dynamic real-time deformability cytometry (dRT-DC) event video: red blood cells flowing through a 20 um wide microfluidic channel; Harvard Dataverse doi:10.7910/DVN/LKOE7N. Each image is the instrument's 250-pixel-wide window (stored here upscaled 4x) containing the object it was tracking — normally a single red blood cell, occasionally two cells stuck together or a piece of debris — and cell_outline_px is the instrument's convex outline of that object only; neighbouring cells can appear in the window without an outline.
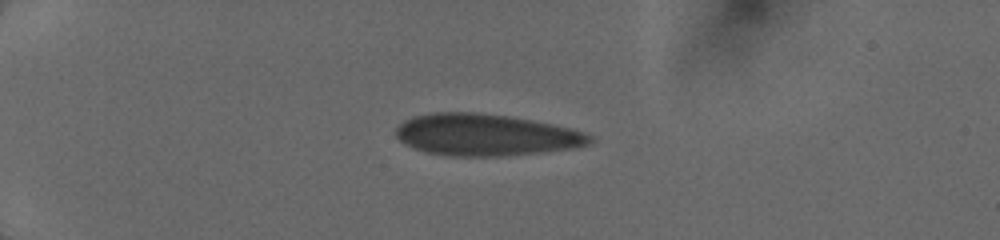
{"species": "human", "species_latin": "Homo sapiens", "temperature_condition": "cold", "stored_images_in_passage": 8, "camera_frame_rate_fps": 3000, "um_per_image_px": 0.085, "donor": {"sex": "female"}, "frame": {"image": 1, "passage_image": 1, "time_ms": 0.0, "image_size_px": [1000, 240], "cell_outline_px": [[592, 140], [588, 144], [568, 148], [536, 152], [500, 156], [448, 156], [428, 152], [416, 148], [400, 140], [396, 136], [396, 128], [404, 120], [416, 116], [432, 112], [476, 112], [508, 116], [552, 124], [572, 128], [584, 132], [592, 136]], "centroid_in_image_um": [41.26, 11.45], "position_along_channel_um": 43.7, "area_um2": 46.53}}